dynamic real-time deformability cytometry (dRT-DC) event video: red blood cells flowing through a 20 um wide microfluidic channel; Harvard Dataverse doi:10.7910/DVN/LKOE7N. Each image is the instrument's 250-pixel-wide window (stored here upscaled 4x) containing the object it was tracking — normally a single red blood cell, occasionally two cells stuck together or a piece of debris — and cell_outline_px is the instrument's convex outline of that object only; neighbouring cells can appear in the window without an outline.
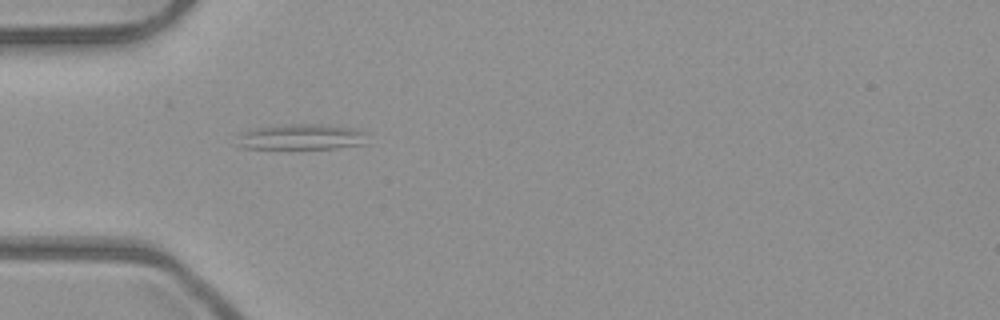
{"species": "common noctule bat (a hibernating species)", "species_latin": "Nyctalus noctula", "temperature_condition": "room temperature", "stored_images_in_passage": 30, "camera_frame_rate_fps": 3000, "um_per_image_px": 0.085, "animal": {"sex": "male", "body_mass_g": 23.1, "forearm_length_mm": 52.7}, "frame": {"image": 1, "passage_image": 1, "time_ms": 0.0, "image_size_px": [1000, 320], "cell_outline_px": [[368, 144], [336, 148], [240, 148], [236, 144], [236, 136], [240, 132], [256, 128], [288, 124], [320, 124], [352, 128], [368, 132]], "centroid_in_image_um": [25.64, 11.64], "position_along_channel_um": 59.4, "area_um2": 19.77}}
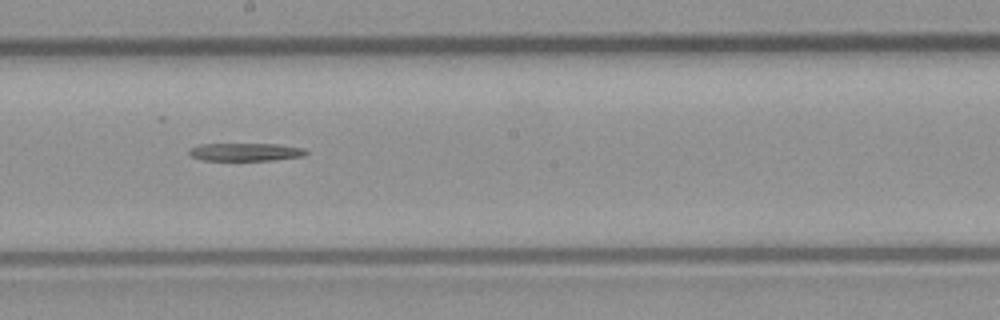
{"frame": {"image": 2, "passage_image": 14, "time_ms": 4.333, "image_size_px": [1000, 320], "cell_outline_px": [[308, 152], [304, 156], [272, 160], [204, 160], [192, 156], [188, 152], [192, 148], [200, 144], [280, 144], [304, 148]], "centroid_in_image_um": [20.92, 12.91], "position_along_channel_um": 227.3, "area_um2": 12.08}}
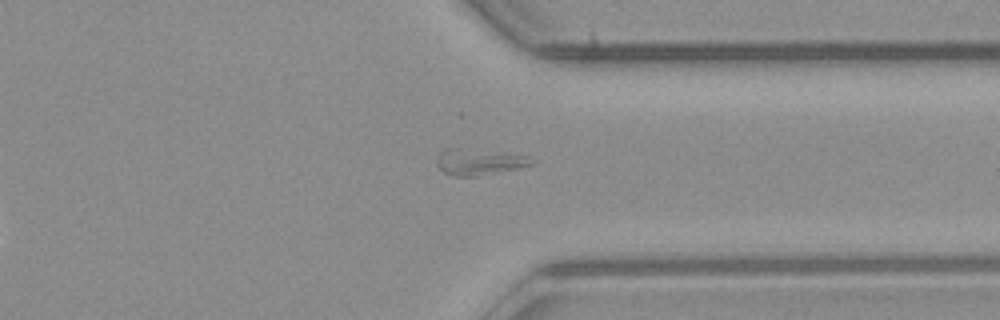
{"frame": {"image": 3, "passage_image": 25, "time_ms": 8.0, "image_size_px": [1000, 320], "cell_outline_px": [[532, 164], [516, 168], [476, 176], [452, 176], [444, 172], [436, 164], [436, 156], [444, 148], [460, 148], [528, 156]], "centroid_in_image_um": [40.59, 13.76], "position_along_channel_um": 370.8, "area_um2": 13.99}}